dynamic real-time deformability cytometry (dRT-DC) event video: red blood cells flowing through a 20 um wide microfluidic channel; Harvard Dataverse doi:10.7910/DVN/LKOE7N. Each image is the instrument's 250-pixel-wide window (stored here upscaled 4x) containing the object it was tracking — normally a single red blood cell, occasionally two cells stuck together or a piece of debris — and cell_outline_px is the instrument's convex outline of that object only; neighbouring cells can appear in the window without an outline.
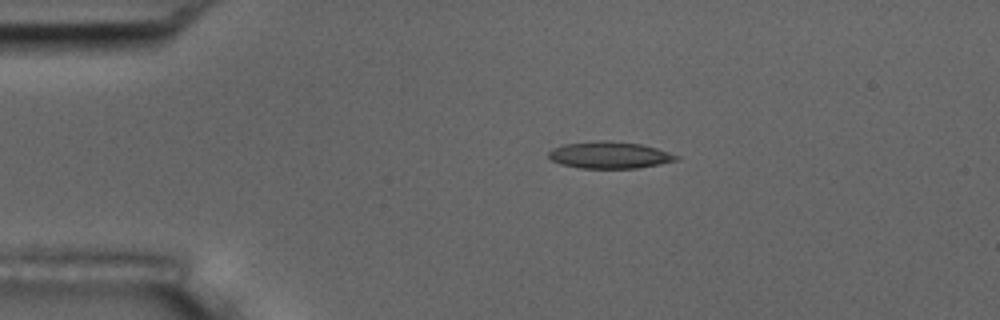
{"species": "common noctule bat (a hibernating species)", "species_latin": "Nyctalus noctula", "temperature_condition": "room temperature", "stored_images_in_passage": 6, "camera_frame_rate_fps": 3000, "um_per_image_px": 0.085, "animal": {"sex": "male", "body_mass_g": 17.5, "forearm_length_mm": 52.3}, "frame": {"image": 1, "passage_image": 1, "time_ms": 0.0, "image_size_px": [1000, 320], "cell_outline_px": [[680, 156], [676, 160], [660, 164], [636, 168], [580, 168], [560, 164], [552, 160], [548, 156], [548, 152], [552, 148], [564, 144], [596, 140], [608, 140], [640, 144], [656, 148]], "centroid_in_image_um": [51.77, 13.17], "position_along_channel_um": 33.2, "area_um2": 19.94}}